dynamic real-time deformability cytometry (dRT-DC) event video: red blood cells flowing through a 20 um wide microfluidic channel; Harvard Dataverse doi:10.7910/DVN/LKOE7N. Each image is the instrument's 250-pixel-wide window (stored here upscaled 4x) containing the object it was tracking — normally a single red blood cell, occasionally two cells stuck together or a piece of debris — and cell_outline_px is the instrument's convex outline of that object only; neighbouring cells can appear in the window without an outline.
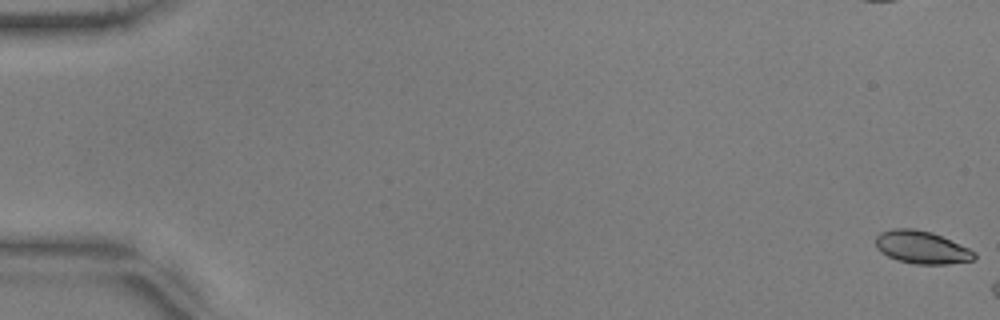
{"species": "common noctule bat (a hibernating species)", "species_latin": "Nyctalus noctula", "temperature_condition": "warm", "stored_images_in_passage": 7, "camera_frame_rate_fps": 3000, "um_per_image_px": 0.085, "animal": {"sex": "male", "body_mass_g": 17.9, "forearm_length_mm": 54.2}, "frame": {"image": 1, "passage_image": 1, "time_ms": 0.0, "image_size_px": [1000, 320], "cell_outline_px": [[976, 260], [948, 264], [916, 264], [896, 260], [880, 252], [876, 248], [876, 236], [880, 232], [892, 228], [912, 228], [932, 232], [968, 248], [976, 252]], "centroid_in_image_um": [78.33, 21.02], "position_along_channel_um": 6.7, "area_um2": 18.96}}